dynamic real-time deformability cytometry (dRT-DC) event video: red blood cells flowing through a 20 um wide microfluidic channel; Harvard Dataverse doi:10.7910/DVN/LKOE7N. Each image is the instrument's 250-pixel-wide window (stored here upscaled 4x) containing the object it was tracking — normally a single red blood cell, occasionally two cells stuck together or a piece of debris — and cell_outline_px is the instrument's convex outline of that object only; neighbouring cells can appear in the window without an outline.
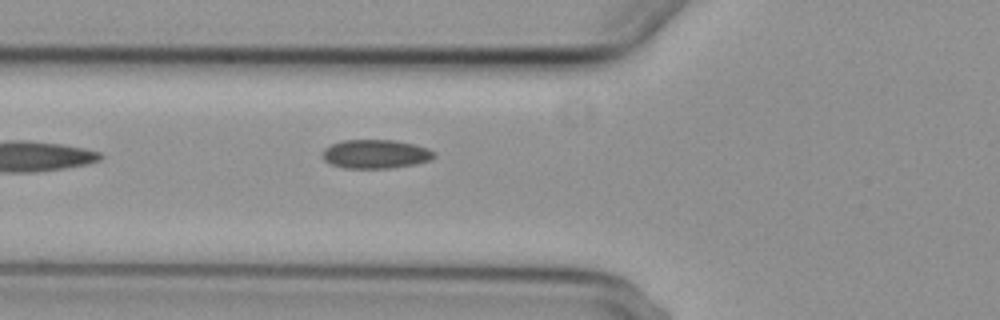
{"species": "common noctule bat (a hibernating species)", "species_latin": "Nyctalus noctula", "temperature_condition": "cold", "stored_images_in_passage": 6, "camera_frame_rate_fps": 3000, "um_per_image_px": 0.085, "animal": {"sex": "female", "body_mass_g": 29.2, "forearm_length_mm": 56.3}, "frame": {"image": 1, "passage_image": 6, "time_ms": 6.0, "image_size_px": [1000, 320], "cell_outline_px": [[436, 156], [432, 160], [392, 168], [344, 168], [332, 164], [324, 160], [324, 148], [340, 140], [396, 140], [428, 148], [436, 152]], "centroid_in_image_um": [31.96, 13.09], "position_along_channel_um": 93.8, "area_um2": 18.73}}